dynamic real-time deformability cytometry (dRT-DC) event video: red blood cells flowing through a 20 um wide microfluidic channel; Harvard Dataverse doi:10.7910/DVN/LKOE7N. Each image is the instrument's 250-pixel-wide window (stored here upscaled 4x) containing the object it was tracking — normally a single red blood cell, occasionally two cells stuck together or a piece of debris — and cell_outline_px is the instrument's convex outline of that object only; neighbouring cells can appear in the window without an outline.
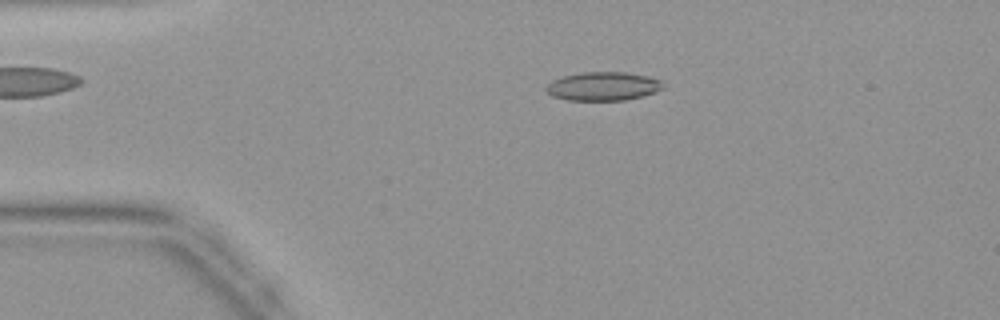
{"species": "common noctule bat (a hibernating species)", "species_latin": "Nyctalus noctula", "temperature_condition": "warm", "stored_images_in_passage": 44, "camera_frame_rate_fps": 3000, "um_per_image_px": 0.085, "animal": {"sex": "female", "body_mass_g": 19.9}, "frame": {"image": 1, "passage_image": 9, "time_ms": 2.667, "image_size_px": [1000, 320], "cell_outline_px": [[664, 88], [656, 92], [644, 96], [624, 100], [568, 100], [552, 96], [544, 88], [552, 80], [564, 76], [584, 72], [628, 72], [648, 76], [664, 80]], "centroid_in_image_um": [51.32, 7.33], "position_along_channel_um": 33.7, "area_um2": 19.71}}
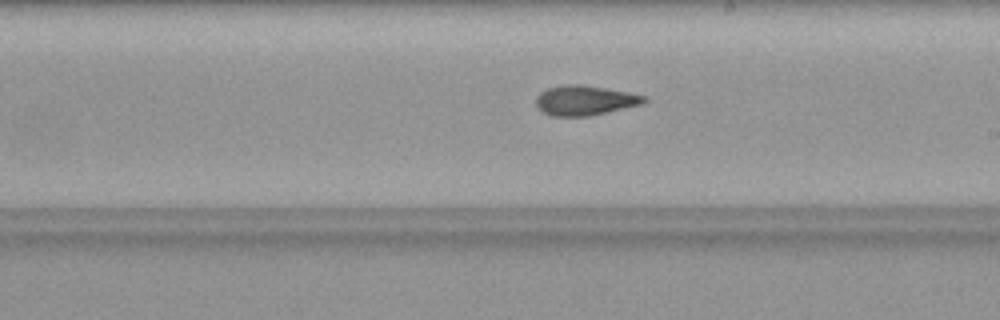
{"frame": {"image": 2, "passage_image": 25, "time_ms": 8.0, "image_size_px": [1000, 320], "cell_outline_px": [[648, 100], [644, 104], [588, 116], [552, 116], [540, 112], [536, 104], [536, 96], [540, 92], [548, 88], [568, 84], [580, 84], [628, 92], [644, 96]], "centroid_in_image_um": [49.69, 8.54], "position_along_channel_um": 239.3, "area_um2": 18.79}}
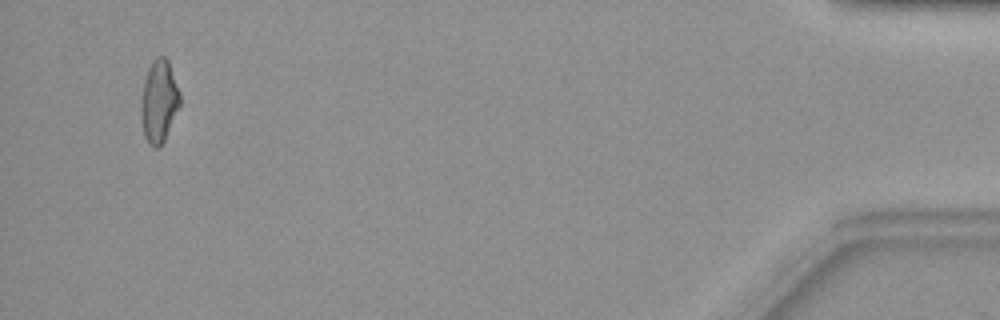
{"frame": {"image": 3, "passage_image": 42, "time_ms": 13.667, "image_size_px": [1000, 320], "cell_outline_px": [[180, 104], [164, 140], [160, 148], [152, 148], [148, 144], [144, 136], [140, 116], [140, 104], [144, 80], [148, 68], [152, 60], [156, 56], [164, 56], [168, 60], [180, 92]], "centroid_in_image_um": [13.49, 8.62], "position_along_channel_um": 421.7, "area_um2": 18.9}}